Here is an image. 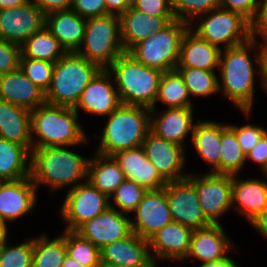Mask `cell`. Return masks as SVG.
Returning <instances> with one entry per match:
<instances>
[{
	"mask_svg": "<svg viewBox=\"0 0 267 267\" xmlns=\"http://www.w3.org/2000/svg\"><path fill=\"white\" fill-rule=\"evenodd\" d=\"M258 81V83H257ZM263 89L258 40L221 50L218 68L219 95L251 120L256 105V90Z\"/></svg>",
	"mask_w": 267,
	"mask_h": 267,
	"instance_id": "6da1fadb",
	"label": "cell"
},
{
	"mask_svg": "<svg viewBox=\"0 0 267 267\" xmlns=\"http://www.w3.org/2000/svg\"><path fill=\"white\" fill-rule=\"evenodd\" d=\"M80 146L32 149L31 178L37 190L46 187L48 193L58 194L87 181L90 157L83 156L80 150L77 152Z\"/></svg>",
	"mask_w": 267,
	"mask_h": 267,
	"instance_id": "7a4b0ae2",
	"label": "cell"
},
{
	"mask_svg": "<svg viewBox=\"0 0 267 267\" xmlns=\"http://www.w3.org/2000/svg\"><path fill=\"white\" fill-rule=\"evenodd\" d=\"M81 116L72 107L44 103L31 110L32 149L89 145Z\"/></svg>",
	"mask_w": 267,
	"mask_h": 267,
	"instance_id": "3957f363",
	"label": "cell"
},
{
	"mask_svg": "<svg viewBox=\"0 0 267 267\" xmlns=\"http://www.w3.org/2000/svg\"><path fill=\"white\" fill-rule=\"evenodd\" d=\"M107 118L97 137L94 152L113 156L123 150L142 146L150 131V109L143 106L121 104ZM106 120V121H105Z\"/></svg>",
	"mask_w": 267,
	"mask_h": 267,
	"instance_id": "277c9868",
	"label": "cell"
},
{
	"mask_svg": "<svg viewBox=\"0 0 267 267\" xmlns=\"http://www.w3.org/2000/svg\"><path fill=\"white\" fill-rule=\"evenodd\" d=\"M107 70L113 76L122 104L149 109L155 106L163 75L161 70L137 62L127 52L119 56Z\"/></svg>",
	"mask_w": 267,
	"mask_h": 267,
	"instance_id": "5b68a950",
	"label": "cell"
},
{
	"mask_svg": "<svg viewBox=\"0 0 267 267\" xmlns=\"http://www.w3.org/2000/svg\"><path fill=\"white\" fill-rule=\"evenodd\" d=\"M101 68L77 52H66L55 62L46 103L74 108L81 94Z\"/></svg>",
	"mask_w": 267,
	"mask_h": 267,
	"instance_id": "8992f818",
	"label": "cell"
},
{
	"mask_svg": "<svg viewBox=\"0 0 267 267\" xmlns=\"http://www.w3.org/2000/svg\"><path fill=\"white\" fill-rule=\"evenodd\" d=\"M190 29L221 50L244 44L252 38V23L240 13L221 7L200 15L190 24Z\"/></svg>",
	"mask_w": 267,
	"mask_h": 267,
	"instance_id": "52a82bcc",
	"label": "cell"
},
{
	"mask_svg": "<svg viewBox=\"0 0 267 267\" xmlns=\"http://www.w3.org/2000/svg\"><path fill=\"white\" fill-rule=\"evenodd\" d=\"M77 53L101 69H107L125 53L119 16L108 14L87 19L84 40Z\"/></svg>",
	"mask_w": 267,
	"mask_h": 267,
	"instance_id": "ba28073f",
	"label": "cell"
},
{
	"mask_svg": "<svg viewBox=\"0 0 267 267\" xmlns=\"http://www.w3.org/2000/svg\"><path fill=\"white\" fill-rule=\"evenodd\" d=\"M189 28V24L175 19L163 30L135 44L127 53L137 62L162 72L175 70L181 42Z\"/></svg>",
	"mask_w": 267,
	"mask_h": 267,
	"instance_id": "9c48e42d",
	"label": "cell"
},
{
	"mask_svg": "<svg viewBox=\"0 0 267 267\" xmlns=\"http://www.w3.org/2000/svg\"><path fill=\"white\" fill-rule=\"evenodd\" d=\"M195 187L205 218L211 224L232 212V175L202 172L195 169L186 177Z\"/></svg>",
	"mask_w": 267,
	"mask_h": 267,
	"instance_id": "30bf717a",
	"label": "cell"
},
{
	"mask_svg": "<svg viewBox=\"0 0 267 267\" xmlns=\"http://www.w3.org/2000/svg\"><path fill=\"white\" fill-rule=\"evenodd\" d=\"M64 192L67 193L58 211L65 225L63 230L76 231L85 222L110 207L109 197L101 193L88 180Z\"/></svg>",
	"mask_w": 267,
	"mask_h": 267,
	"instance_id": "8fae6325",
	"label": "cell"
},
{
	"mask_svg": "<svg viewBox=\"0 0 267 267\" xmlns=\"http://www.w3.org/2000/svg\"><path fill=\"white\" fill-rule=\"evenodd\" d=\"M142 147L147 159L167 182L185 179L190 174V170H186L189 161L185 147L168 142L151 131L147 133Z\"/></svg>",
	"mask_w": 267,
	"mask_h": 267,
	"instance_id": "7c38bea8",
	"label": "cell"
},
{
	"mask_svg": "<svg viewBox=\"0 0 267 267\" xmlns=\"http://www.w3.org/2000/svg\"><path fill=\"white\" fill-rule=\"evenodd\" d=\"M163 189L173 222L193 230L211 225L202 212L194 185L187 178L168 182Z\"/></svg>",
	"mask_w": 267,
	"mask_h": 267,
	"instance_id": "4fadbf2b",
	"label": "cell"
},
{
	"mask_svg": "<svg viewBox=\"0 0 267 267\" xmlns=\"http://www.w3.org/2000/svg\"><path fill=\"white\" fill-rule=\"evenodd\" d=\"M121 104L112 74L101 69L83 90L74 110L79 116L83 113L100 119L109 116Z\"/></svg>",
	"mask_w": 267,
	"mask_h": 267,
	"instance_id": "5bb4252c",
	"label": "cell"
},
{
	"mask_svg": "<svg viewBox=\"0 0 267 267\" xmlns=\"http://www.w3.org/2000/svg\"><path fill=\"white\" fill-rule=\"evenodd\" d=\"M38 190L30 177L16 181H0V218L11 228L38 206ZM27 215V216H26Z\"/></svg>",
	"mask_w": 267,
	"mask_h": 267,
	"instance_id": "9a60e30c",
	"label": "cell"
},
{
	"mask_svg": "<svg viewBox=\"0 0 267 267\" xmlns=\"http://www.w3.org/2000/svg\"><path fill=\"white\" fill-rule=\"evenodd\" d=\"M129 216L131 231L145 240H149L163 226L173 222L163 188L147 190Z\"/></svg>",
	"mask_w": 267,
	"mask_h": 267,
	"instance_id": "2e32d148",
	"label": "cell"
},
{
	"mask_svg": "<svg viewBox=\"0 0 267 267\" xmlns=\"http://www.w3.org/2000/svg\"><path fill=\"white\" fill-rule=\"evenodd\" d=\"M194 114L195 108L150 109V131L168 142L187 148L194 126L200 120Z\"/></svg>",
	"mask_w": 267,
	"mask_h": 267,
	"instance_id": "e0dca14e",
	"label": "cell"
},
{
	"mask_svg": "<svg viewBox=\"0 0 267 267\" xmlns=\"http://www.w3.org/2000/svg\"><path fill=\"white\" fill-rule=\"evenodd\" d=\"M224 224H211L193 231L188 255L191 263L215 262L236 253L239 248L232 237L225 231Z\"/></svg>",
	"mask_w": 267,
	"mask_h": 267,
	"instance_id": "ac0fdd59",
	"label": "cell"
},
{
	"mask_svg": "<svg viewBox=\"0 0 267 267\" xmlns=\"http://www.w3.org/2000/svg\"><path fill=\"white\" fill-rule=\"evenodd\" d=\"M46 23V15L31 1L0 10V38L21 46Z\"/></svg>",
	"mask_w": 267,
	"mask_h": 267,
	"instance_id": "d6986e66",
	"label": "cell"
},
{
	"mask_svg": "<svg viewBox=\"0 0 267 267\" xmlns=\"http://www.w3.org/2000/svg\"><path fill=\"white\" fill-rule=\"evenodd\" d=\"M193 229L177 222L163 226L149 240V251L155 265L163 261L184 262L188 255ZM161 262V263H160Z\"/></svg>",
	"mask_w": 267,
	"mask_h": 267,
	"instance_id": "ffe728a7",
	"label": "cell"
},
{
	"mask_svg": "<svg viewBox=\"0 0 267 267\" xmlns=\"http://www.w3.org/2000/svg\"><path fill=\"white\" fill-rule=\"evenodd\" d=\"M76 232L102 249L132 232L130 216L109 207L105 212L81 225Z\"/></svg>",
	"mask_w": 267,
	"mask_h": 267,
	"instance_id": "44dd1931",
	"label": "cell"
},
{
	"mask_svg": "<svg viewBox=\"0 0 267 267\" xmlns=\"http://www.w3.org/2000/svg\"><path fill=\"white\" fill-rule=\"evenodd\" d=\"M245 178L232 175V210L250 222L267 208V180L261 177Z\"/></svg>",
	"mask_w": 267,
	"mask_h": 267,
	"instance_id": "7402d4cb",
	"label": "cell"
},
{
	"mask_svg": "<svg viewBox=\"0 0 267 267\" xmlns=\"http://www.w3.org/2000/svg\"><path fill=\"white\" fill-rule=\"evenodd\" d=\"M101 262L126 267H155L150 251L149 242L136 233L131 232L127 237L107 244L100 249Z\"/></svg>",
	"mask_w": 267,
	"mask_h": 267,
	"instance_id": "603a6c76",
	"label": "cell"
},
{
	"mask_svg": "<svg viewBox=\"0 0 267 267\" xmlns=\"http://www.w3.org/2000/svg\"><path fill=\"white\" fill-rule=\"evenodd\" d=\"M228 123L202 119L195 124L191 137V146L199 158L208 165V171L220 174V153L222 130Z\"/></svg>",
	"mask_w": 267,
	"mask_h": 267,
	"instance_id": "cb8c5ba5",
	"label": "cell"
},
{
	"mask_svg": "<svg viewBox=\"0 0 267 267\" xmlns=\"http://www.w3.org/2000/svg\"><path fill=\"white\" fill-rule=\"evenodd\" d=\"M119 20L122 43L128 52L135 44L163 30L175 17L147 15L131 6L119 16Z\"/></svg>",
	"mask_w": 267,
	"mask_h": 267,
	"instance_id": "d4e9b609",
	"label": "cell"
},
{
	"mask_svg": "<svg viewBox=\"0 0 267 267\" xmlns=\"http://www.w3.org/2000/svg\"><path fill=\"white\" fill-rule=\"evenodd\" d=\"M113 157L123 170L127 180L134 181L147 190L162 189L168 183L147 159L142 146L120 151Z\"/></svg>",
	"mask_w": 267,
	"mask_h": 267,
	"instance_id": "484cf974",
	"label": "cell"
},
{
	"mask_svg": "<svg viewBox=\"0 0 267 267\" xmlns=\"http://www.w3.org/2000/svg\"><path fill=\"white\" fill-rule=\"evenodd\" d=\"M0 100L33 110L46 103V95L18 68L0 75Z\"/></svg>",
	"mask_w": 267,
	"mask_h": 267,
	"instance_id": "4316f807",
	"label": "cell"
},
{
	"mask_svg": "<svg viewBox=\"0 0 267 267\" xmlns=\"http://www.w3.org/2000/svg\"><path fill=\"white\" fill-rule=\"evenodd\" d=\"M221 49L201 39L190 28L184 34L176 68L218 70Z\"/></svg>",
	"mask_w": 267,
	"mask_h": 267,
	"instance_id": "83f0119b",
	"label": "cell"
},
{
	"mask_svg": "<svg viewBox=\"0 0 267 267\" xmlns=\"http://www.w3.org/2000/svg\"><path fill=\"white\" fill-rule=\"evenodd\" d=\"M86 23L87 19L70 9L47 14L45 26L66 52H77L84 40Z\"/></svg>",
	"mask_w": 267,
	"mask_h": 267,
	"instance_id": "f1b7e54d",
	"label": "cell"
},
{
	"mask_svg": "<svg viewBox=\"0 0 267 267\" xmlns=\"http://www.w3.org/2000/svg\"><path fill=\"white\" fill-rule=\"evenodd\" d=\"M0 138L32 151L31 110L0 100Z\"/></svg>",
	"mask_w": 267,
	"mask_h": 267,
	"instance_id": "f546056e",
	"label": "cell"
},
{
	"mask_svg": "<svg viewBox=\"0 0 267 267\" xmlns=\"http://www.w3.org/2000/svg\"><path fill=\"white\" fill-rule=\"evenodd\" d=\"M123 170L113 156L93 152L88 162L87 180L110 197L125 180Z\"/></svg>",
	"mask_w": 267,
	"mask_h": 267,
	"instance_id": "4dcf8cb0",
	"label": "cell"
},
{
	"mask_svg": "<svg viewBox=\"0 0 267 267\" xmlns=\"http://www.w3.org/2000/svg\"><path fill=\"white\" fill-rule=\"evenodd\" d=\"M31 176V152L23 145L0 138V181Z\"/></svg>",
	"mask_w": 267,
	"mask_h": 267,
	"instance_id": "1f68e13d",
	"label": "cell"
},
{
	"mask_svg": "<svg viewBox=\"0 0 267 267\" xmlns=\"http://www.w3.org/2000/svg\"><path fill=\"white\" fill-rule=\"evenodd\" d=\"M57 235L51 238L43 231L33 236L32 267H62L67 255L66 230Z\"/></svg>",
	"mask_w": 267,
	"mask_h": 267,
	"instance_id": "d6a6232c",
	"label": "cell"
},
{
	"mask_svg": "<svg viewBox=\"0 0 267 267\" xmlns=\"http://www.w3.org/2000/svg\"><path fill=\"white\" fill-rule=\"evenodd\" d=\"M159 103L160 107L157 106ZM164 108H195L184 80L180 73L175 69L163 72L155 106L152 109Z\"/></svg>",
	"mask_w": 267,
	"mask_h": 267,
	"instance_id": "836d02e7",
	"label": "cell"
},
{
	"mask_svg": "<svg viewBox=\"0 0 267 267\" xmlns=\"http://www.w3.org/2000/svg\"><path fill=\"white\" fill-rule=\"evenodd\" d=\"M66 53L59 41L44 26L21 45L20 58H33L56 62Z\"/></svg>",
	"mask_w": 267,
	"mask_h": 267,
	"instance_id": "e575fe53",
	"label": "cell"
},
{
	"mask_svg": "<svg viewBox=\"0 0 267 267\" xmlns=\"http://www.w3.org/2000/svg\"><path fill=\"white\" fill-rule=\"evenodd\" d=\"M176 70L182 76L192 101L198 98L208 99L219 94L218 70L199 68H176Z\"/></svg>",
	"mask_w": 267,
	"mask_h": 267,
	"instance_id": "d590c367",
	"label": "cell"
},
{
	"mask_svg": "<svg viewBox=\"0 0 267 267\" xmlns=\"http://www.w3.org/2000/svg\"><path fill=\"white\" fill-rule=\"evenodd\" d=\"M246 167V155L244 154L235 132L227 125L222 130L220 174L242 175Z\"/></svg>",
	"mask_w": 267,
	"mask_h": 267,
	"instance_id": "8d00e7d4",
	"label": "cell"
},
{
	"mask_svg": "<svg viewBox=\"0 0 267 267\" xmlns=\"http://www.w3.org/2000/svg\"><path fill=\"white\" fill-rule=\"evenodd\" d=\"M66 253L84 267H98L101 263L100 249L76 231L66 230Z\"/></svg>",
	"mask_w": 267,
	"mask_h": 267,
	"instance_id": "74e56055",
	"label": "cell"
},
{
	"mask_svg": "<svg viewBox=\"0 0 267 267\" xmlns=\"http://www.w3.org/2000/svg\"><path fill=\"white\" fill-rule=\"evenodd\" d=\"M10 239L8 237L0 244V267H32L33 235L13 245Z\"/></svg>",
	"mask_w": 267,
	"mask_h": 267,
	"instance_id": "f35d334b",
	"label": "cell"
},
{
	"mask_svg": "<svg viewBox=\"0 0 267 267\" xmlns=\"http://www.w3.org/2000/svg\"><path fill=\"white\" fill-rule=\"evenodd\" d=\"M146 192L144 186L125 179L109 197L110 207L129 215L137 208Z\"/></svg>",
	"mask_w": 267,
	"mask_h": 267,
	"instance_id": "ab89813d",
	"label": "cell"
},
{
	"mask_svg": "<svg viewBox=\"0 0 267 267\" xmlns=\"http://www.w3.org/2000/svg\"><path fill=\"white\" fill-rule=\"evenodd\" d=\"M219 7V0H171V9L175 19L189 25L200 15Z\"/></svg>",
	"mask_w": 267,
	"mask_h": 267,
	"instance_id": "60d3db41",
	"label": "cell"
},
{
	"mask_svg": "<svg viewBox=\"0 0 267 267\" xmlns=\"http://www.w3.org/2000/svg\"><path fill=\"white\" fill-rule=\"evenodd\" d=\"M54 62L33 58H20L19 68L45 93L50 87L54 71Z\"/></svg>",
	"mask_w": 267,
	"mask_h": 267,
	"instance_id": "b9f144b4",
	"label": "cell"
},
{
	"mask_svg": "<svg viewBox=\"0 0 267 267\" xmlns=\"http://www.w3.org/2000/svg\"><path fill=\"white\" fill-rule=\"evenodd\" d=\"M227 125L235 132L238 143L245 155H247L250 150L257 145L260 138L267 132V128H265L262 124H254L253 121L252 123H243V125L237 123H229Z\"/></svg>",
	"mask_w": 267,
	"mask_h": 267,
	"instance_id": "7bdbcfd3",
	"label": "cell"
},
{
	"mask_svg": "<svg viewBox=\"0 0 267 267\" xmlns=\"http://www.w3.org/2000/svg\"><path fill=\"white\" fill-rule=\"evenodd\" d=\"M21 46L0 38V75L19 68Z\"/></svg>",
	"mask_w": 267,
	"mask_h": 267,
	"instance_id": "ee69618b",
	"label": "cell"
},
{
	"mask_svg": "<svg viewBox=\"0 0 267 267\" xmlns=\"http://www.w3.org/2000/svg\"><path fill=\"white\" fill-rule=\"evenodd\" d=\"M71 10L85 19L107 15L105 0H72Z\"/></svg>",
	"mask_w": 267,
	"mask_h": 267,
	"instance_id": "f6af8a7d",
	"label": "cell"
},
{
	"mask_svg": "<svg viewBox=\"0 0 267 267\" xmlns=\"http://www.w3.org/2000/svg\"><path fill=\"white\" fill-rule=\"evenodd\" d=\"M220 7L240 13L251 23L256 19L259 7L260 0H219Z\"/></svg>",
	"mask_w": 267,
	"mask_h": 267,
	"instance_id": "bcb514c9",
	"label": "cell"
},
{
	"mask_svg": "<svg viewBox=\"0 0 267 267\" xmlns=\"http://www.w3.org/2000/svg\"><path fill=\"white\" fill-rule=\"evenodd\" d=\"M132 7L151 16H174L171 0H132Z\"/></svg>",
	"mask_w": 267,
	"mask_h": 267,
	"instance_id": "7dc6e473",
	"label": "cell"
},
{
	"mask_svg": "<svg viewBox=\"0 0 267 267\" xmlns=\"http://www.w3.org/2000/svg\"><path fill=\"white\" fill-rule=\"evenodd\" d=\"M248 162L258 165L257 169H259L262 173V171L267 167V132L260 138L257 145H255L252 150L246 155V164L248 165Z\"/></svg>",
	"mask_w": 267,
	"mask_h": 267,
	"instance_id": "c3c4849f",
	"label": "cell"
},
{
	"mask_svg": "<svg viewBox=\"0 0 267 267\" xmlns=\"http://www.w3.org/2000/svg\"><path fill=\"white\" fill-rule=\"evenodd\" d=\"M252 38L267 40V0H260L258 15L252 22Z\"/></svg>",
	"mask_w": 267,
	"mask_h": 267,
	"instance_id": "681fc988",
	"label": "cell"
},
{
	"mask_svg": "<svg viewBox=\"0 0 267 267\" xmlns=\"http://www.w3.org/2000/svg\"><path fill=\"white\" fill-rule=\"evenodd\" d=\"M34 3L45 15L56 12L70 10L72 0H29Z\"/></svg>",
	"mask_w": 267,
	"mask_h": 267,
	"instance_id": "f907efd6",
	"label": "cell"
},
{
	"mask_svg": "<svg viewBox=\"0 0 267 267\" xmlns=\"http://www.w3.org/2000/svg\"><path fill=\"white\" fill-rule=\"evenodd\" d=\"M248 226L257 232V235L262 236L267 243V208L261 211L254 219L249 222Z\"/></svg>",
	"mask_w": 267,
	"mask_h": 267,
	"instance_id": "816d5d0a",
	"label": "cell"
},
{
	"mask_svg": "<svg viewBox=\"0 0 267 267\" xmlns=\"http://www.w3.org/2000/svg\"><path fill=\"white\" fill-rule=\"evenodd\" d=\"M107 15H117L123 14L129 7L132 6V0H105Z\"/></svg>",
	"mask_w": 267,
	"mask_h": 267,
	"instance_id": "f5cc1de1",
	"label": "cell"
},
{
	"mask_svg": "<svg viewBox=\"0 0 267 267\" xmlns=\"http://www.w3.org/2000/svg\"><path fill=\"white\" fill-rule=\"evenodd\" d=\"M261 58V79L264 87V93L267 94V40H258Z\"/></svg>",
	"mask_w": 267,
	"mask_h": 267,
	"instance_id": "db71d44e",
	"label": "cell"
},
{
	"mask_svg": "<svg viewBox=\"0 0 267 267\" xmlns=\"http://www.w3.org/2000/svg\"><path fill=\"white\" fill-rule=\"evenodd\" d=\"M236 259H233L231 254L227 257L217 260L215 262H206L199 264L198 267H240L241 265L236 262Z\"/></svg>",
	"mask_w": 267,
	"mask_h": 267,
	"instance_id": "11a10c76",
	"label": "cell"
},
{
	"mask_svg": "<svg viewBox=\"0 0 267 267\" xmlns=\"http://www.w3.org/2000/svg\"><path fill=\"white\" fill-rule=\"evenodd\" d=\"M29 0H0V10L19 7L28 2Z\"/></svg>",
	"mask_w": 267,
	"mask_h": 267,
	"instance_id": "9f6ffc18",
	"label": "cell"
},
{
	"mask_svg": "<svg viewBox=\"0 0 267 267\" xmlns=\"http://www.w3.org/2000/svg\"><path fill=\"white\" fill-rule=\"evenodd\" d=\"M10 227L0 218V244L4 242L12 232L9 231Z\"/></svg>",
	"mask_w": 267,
	"mask_h": 267,
	"instance_id": "6f0895ef",
	"label": "cell"
},
{
	"mask_svg": "<svg viewBox=\"0 0 267 267\" xmlns=\"http://www.w3.org/2000/svg\"><path fill=\"white\" fill-rule=\"evenodd\" d=\"M62 267H84V266L66 255Z\"/></svg>",
	"mask_w": 267,
	"mask_h": 267,
	"instance_id": "680465c9",
	"label": "cell"
},
{
	"mask_svg": "<svg viewBox=\"0 0 267 267\" xmlns=\"http://www.w3.org/2000/svg\"><path fill=\"white\" fill-rule=\"evenodd\" d=\"M98 267H126V266H121V265H115V264L101 262Z\"/></svg>",
	"mask_w": 267,
	"mask_h": 267,
	"instance_id": "91938a15",
	"label": "cell"
},
{
	"mask_svg": "<svg viewBox=\"0 0 267 267\" xmlns=\"http://www.w3.org/2000/svg\"><path fill=\"white\" fill-rule=\"evenodd\" d=\"M262 175L267 180V167L262 171L260 176H262Z\"/></svg>",
	"mask_w": 267,
	"mask_h": 267,
	"instance_id": "94428289",
	"label": "cell"
}]
</instances>
